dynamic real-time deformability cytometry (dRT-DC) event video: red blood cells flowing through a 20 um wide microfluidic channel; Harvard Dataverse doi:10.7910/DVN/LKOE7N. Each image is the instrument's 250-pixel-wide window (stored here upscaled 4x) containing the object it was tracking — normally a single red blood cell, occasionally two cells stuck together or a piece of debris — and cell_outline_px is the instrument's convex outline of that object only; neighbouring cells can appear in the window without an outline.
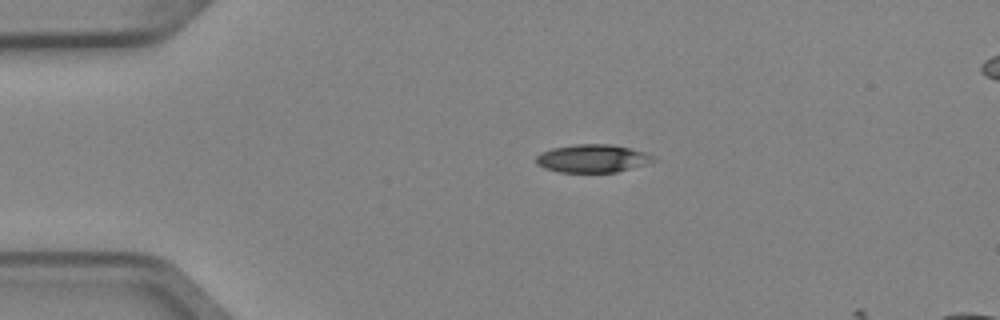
{"species": "Egyptian fruit bat (a non-hibernating species)", "species_latin": "Rousettus aegyptiacus", "temperature_condition": "cold", "stored_images_in_passage": 2, "camera_frame_rate_fps": 3000, "um_per_image_px": 0.085, "animal": {"sex": "female"}, "frame": {"image": 1, "passage_image": 1, "time_ms": 0.0, "image_size_px": [1000, 320], "cell_outline_px": [[656, 160], [644, 164], [616, 172], [560, 172], [544, 168], [536, 164], [536, 156], [540, 152], [552, 148], [576, 144], [608, 144], [628, 148], [644, 152], [652, 156]], "centroid_in_image_um": [50.29, 13.47], "position_along_channel_um": 34.7, "area_um2": 18.9}}